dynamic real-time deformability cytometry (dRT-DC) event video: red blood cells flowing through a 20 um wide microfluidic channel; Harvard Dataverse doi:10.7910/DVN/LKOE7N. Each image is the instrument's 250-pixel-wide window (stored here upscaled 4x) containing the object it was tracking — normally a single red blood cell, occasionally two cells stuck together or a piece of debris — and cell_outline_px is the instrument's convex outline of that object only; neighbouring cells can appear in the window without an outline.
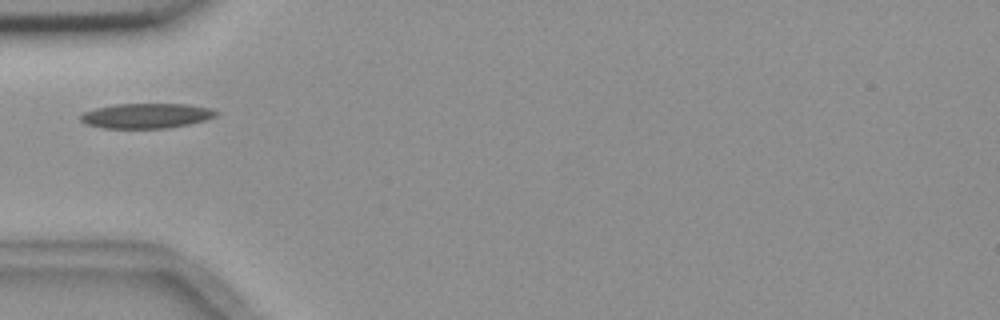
{"species": "common noctule bat (a hibernating species)", "species_latin": "Nyctalus noctula", "temperature_condition": "room temperature", "stored_images_in_passage": 3, "camera_frame_rate_fps": 3000, "um_per_image_px": 0.085, "animal": {"sex": "female", "body_mass_g": 18.4}, "frame": {"image": 1, "passage_image": 3, "time_ms": 3.0, "image_size_px": [1000, 320], "cell_outline_px": [[220, 112], [216, 116], [204, 120], [188, 124], [168, 128], [104, 128], [88, 124], [80, 120], [80, 116], [84, 112], [96, 108], [116, 104], [188, 104], [212, 108]], "centroid_in_image_um": [12.48, 9.83], "position_along_channel_um": 72.5, "area_um2": 19.65}}